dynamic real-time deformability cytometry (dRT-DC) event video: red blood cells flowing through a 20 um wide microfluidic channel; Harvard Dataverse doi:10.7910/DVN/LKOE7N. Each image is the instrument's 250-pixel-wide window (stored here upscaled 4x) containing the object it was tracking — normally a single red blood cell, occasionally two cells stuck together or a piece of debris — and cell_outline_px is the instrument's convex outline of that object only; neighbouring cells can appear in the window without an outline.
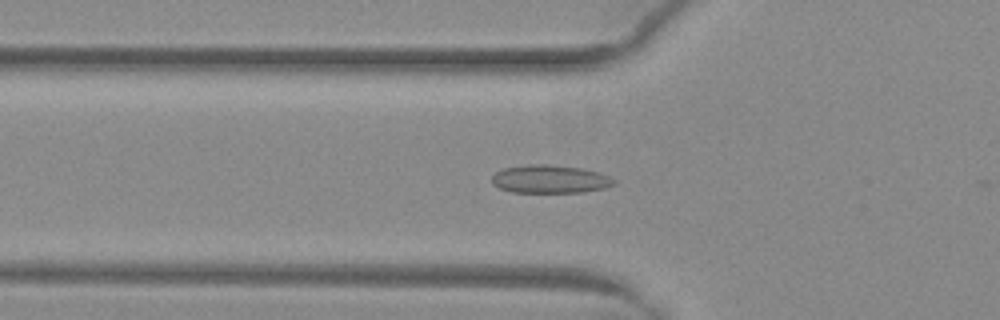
{"species": "common noctule bat (a hibernating species)", "species_latin": "Nyctalus noctula", "temperature_condition": "warm", "stored_images_in_passage": 52, "camera_frame_rate_fps": 3000, "um_per_image_px": 0.085, "animal": {"sex": "female", "body_mass_g": 29.2, "forearm_length_mm": 56.3}, "frame": {"image": 1, "passage_image": 19, "time_ms": 6.0, "image_size_px": [1000, 320], "cell_outline_px": [[616, 184], [604, 188], [584, 192], [512, 192], [500, 188], [492, 184], [492, 176], [496, 172], [504, 168], [528, 164], [544, 164], [580, 168], [596, 172], [608, 176], [616, 180]], "centroid_in_image_um": [46.74, 15.23], "position_along_channel_um": 79.1, "area_um2": 19.88}}
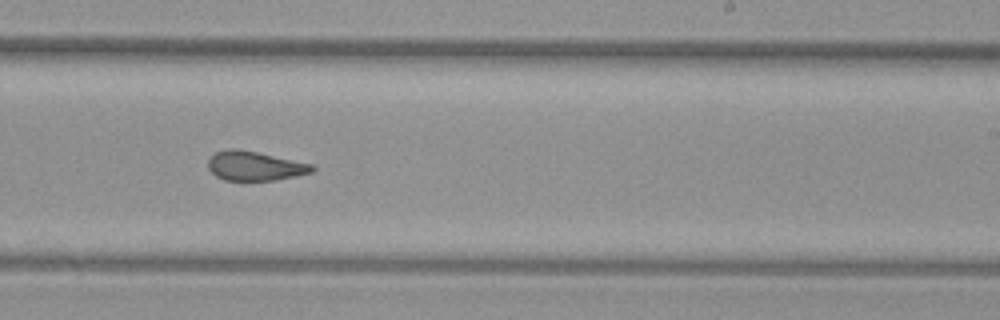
{"frame": {"image": 2, "passage_image": 33, "time_ms": 10.667, "image_size_px": [1000, 320], "cell_outline_px": [[316, 168], [312, 172], [296, 176], [276, 180], [224, 180], [216, 176], [208, 168], [208, 160], [216, 152], [228, 148], [236, 148], [256, 152], [312, 164]], "centroid_in_image_um": [21.65, 14.11], "position_along_channel_um": 267.4, "area_um2": 17.63}}
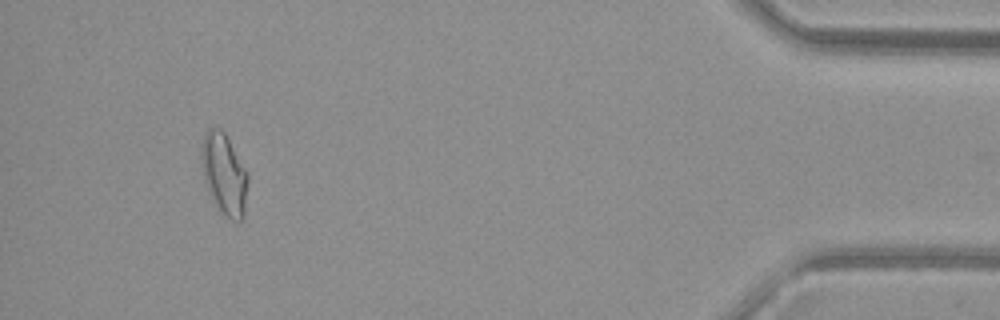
{"frame": {"image": 3, "passage_image": 49, "time_ms": 16.0, "image_size_px": [1000, 320], "cell_outline_px": [[248, 180], [244, 216], [240, 220], [232, 220], [220, 212], [208, 192], [204, 180], [200, 164], [200, 148], [204, 132], [208, 128], [220, 128], [224, 132], [248, 172]], "centroid_in_image_um": [19.02, 14.77], "position_along_channel_um": 416.2, "area_um2": 22.31}, "authors_computed_cell_mechanics": {"area_um2": 19.652, "velocity_mm_per_s": 4.0248, "shape_relaxation_time_tau1_ms": null, "shape_relaxation_time_tau2_ms": 1.8581, "deformation_change_tau1": null, "deformation_change_tau2": 0.0707}}